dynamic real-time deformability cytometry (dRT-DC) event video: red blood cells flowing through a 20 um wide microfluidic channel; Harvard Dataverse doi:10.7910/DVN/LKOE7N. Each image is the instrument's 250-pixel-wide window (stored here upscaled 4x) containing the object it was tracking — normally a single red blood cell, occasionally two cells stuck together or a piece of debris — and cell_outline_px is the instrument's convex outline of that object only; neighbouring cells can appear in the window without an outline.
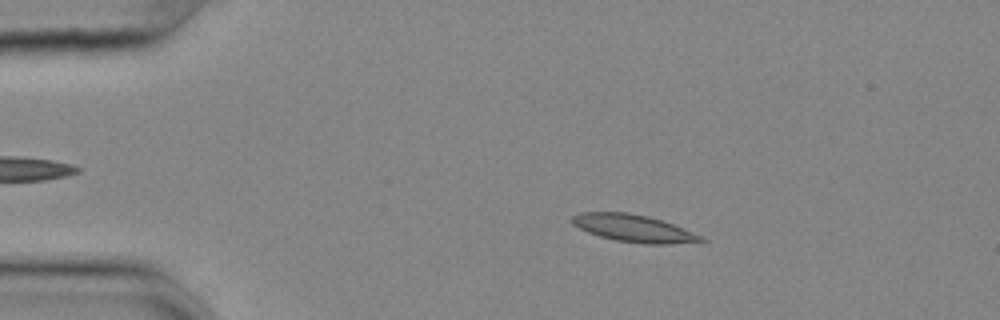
{"species": "common noctule bat (a hibernating species)", "species_latin": "Nyctalus noctula", "temperature_condition": "cold", "stored_images_in_passage": 46, "camera_frame_rate_fps": 3000, "um_per_image_px": 0.085, "animal": {"sex": "female", "body_mass_g": 25.1}, "frame": {"image": 1, "passage_image": 1, "time_ms": 0.0, "image_size_px": [1000, 320], "cell_outline_px": [[708, 240], [668, 244], [644, 244], [616, 240], [600, 236], [588, 232], [572, 224], [572, 216], [580, 212], [628, 212], [648, 216], [672, 224], [704, 236]], "centroid_in_image_um": [53.85, 19.4], "position_along_channel_um": 31.1, "area_um2": 20.35}}
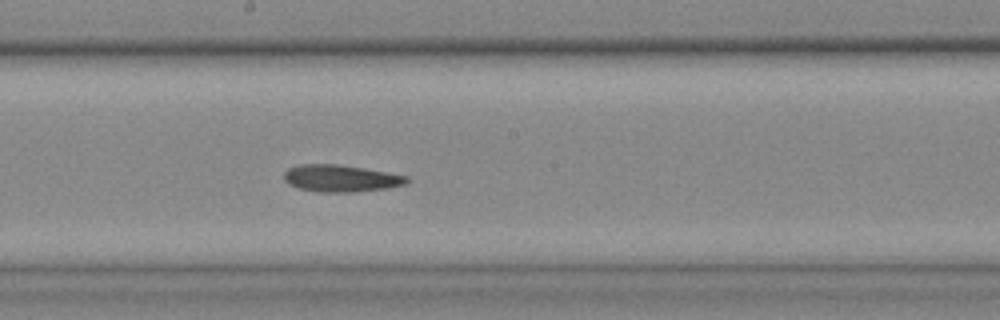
{"frame": {"image": 2, "passage_image": 21, "time_ms": 6.667, "image_size_px": [1000, 320], "cell_outline_px": [[408, 180], [404, 184], [388, 188], [352, 192], [320, 192], [296, 188], [288, 184], [284, 180], [284, 172], [288, 168], [300, 164], [336, 164], [364, 168], [388, 172], [408, 176]], "centroid_in_image_um": [28.93, 15.16], "position_along_channel_um": 219.3, "area_um2": 19.36}}
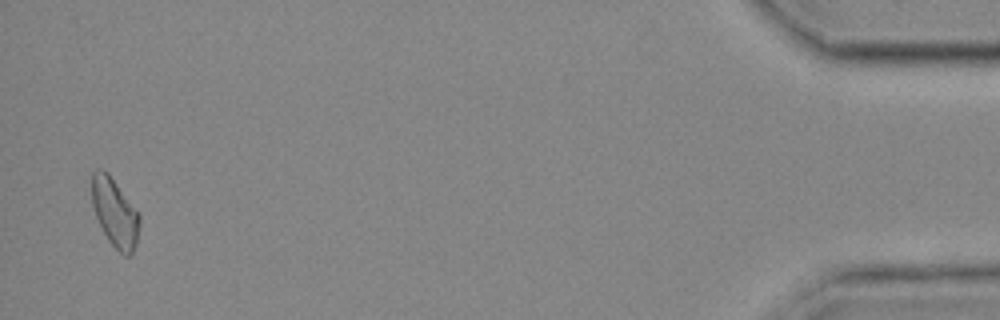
{"frame": {"image": 3, "passage_image": 45, "time_ms": 14.667, "image_size_px": [1000, 320], "cell_outline_px": [[140, 224], [136, 244], [132, 252], [128, 256], [124, 256], [108, 240], [96, 216], [92, 204], [92, 172], [96, 168], [100, 168], [108, 172], [136, 208], [140, 216]], "centroid_in_image_um": [9.77, 18.04], "position_along_channel_um": 425.4, "area_um2": 19.02}}